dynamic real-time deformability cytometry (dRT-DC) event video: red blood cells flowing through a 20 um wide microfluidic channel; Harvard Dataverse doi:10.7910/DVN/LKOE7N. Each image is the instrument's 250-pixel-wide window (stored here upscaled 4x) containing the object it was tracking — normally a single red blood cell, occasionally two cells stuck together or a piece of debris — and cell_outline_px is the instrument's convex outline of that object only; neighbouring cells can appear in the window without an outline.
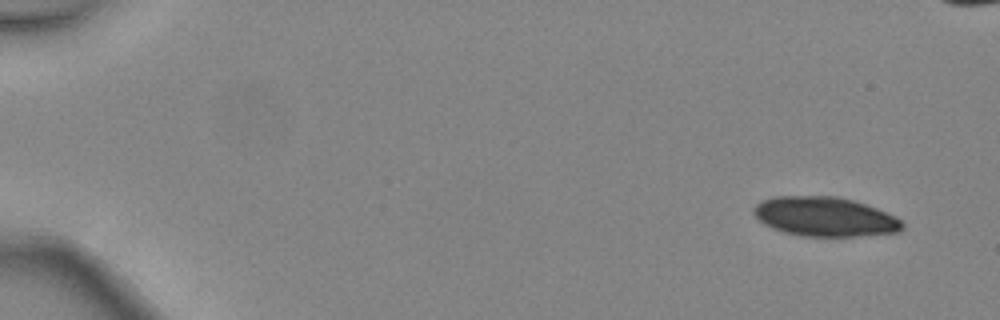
{"species": "common noctule bat (a hibernating species)", "species_latin": "Nyctalus noctula", "temperature_condition": "warm", "stored_images_in_passage": 6, "camera_frame_rate_fps": 3000, "um_per_image_px": 0.085, "animal": {"sex": "female", "body_mass_g": 24.6, "forearm_length_mm": 56.2}, "frame": {"image": 1, "passage_image": 1, "time_ms": 0.0, "image_size_px": [1000, 320], "cell_outline_px": [[904, 228], [900, 232], [856, 236], [804, 236], [784, 232], [772, 228], [764, 224], [752, 212], [752, 208], [760, 200], [772, 196], [836, 196], [852, 200], [876, 208], [896, 216], [904, 224]], "centroid_in_image_um": [70.09, 18.41], "position_along_channel_um": 14.9, "area_um2": 34.22}}
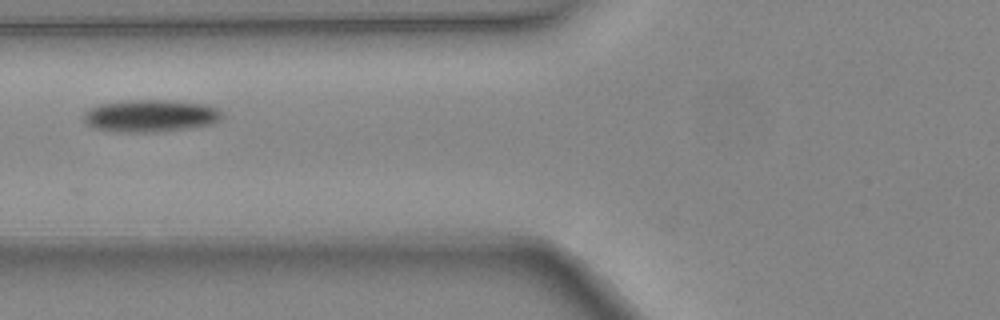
{"frame": {"image": 2, "passage_image": 6, "time_ms": 1.667, "image_size_px": [1000, 320], "cell_outline_px": [[224, 116], [220, 120], [212, 124], [188, 128], [156, 132], [120, 132], [96, 128], [88, 124], [84, 120], [84, 112], [88, 108], [100, 104], [128, 100], [164, 100], [204, 104], [216, 108], [224, 112]], "centroid_in_image_um": [12.81, 9.84], "position_along_channel_um": 113.0, "area_um2": 26.01}}